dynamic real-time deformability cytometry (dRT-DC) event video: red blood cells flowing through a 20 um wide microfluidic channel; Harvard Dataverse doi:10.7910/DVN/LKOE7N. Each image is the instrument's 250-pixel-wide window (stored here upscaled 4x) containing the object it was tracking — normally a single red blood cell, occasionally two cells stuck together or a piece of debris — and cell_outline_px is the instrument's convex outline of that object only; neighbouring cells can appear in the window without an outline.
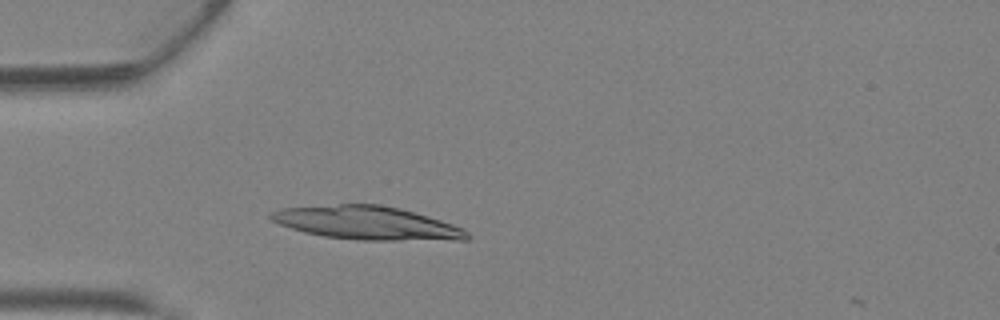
{"species": "Egyptian fruit bat (a non-hibernating species)", "species_latin": "Rousettus aegyptiacus", "temperature_condition": "warm", "stored_images_in_passage": 39, "camera_frame_rate_fps": 3000, "um_per_image_px": 0.085, "animal": {"sex": "female"}, "frame": {"image": 1, "passage_image": 10, "time_ms": 3.0, "image_size_px": [1000, 320], "cell_outline_px": [[472, 236], [468, 240], [360, 240], [324, 236], [304, 232], [280, 224], [272, 220], [268, 216], [268, 212], [280, 208], [340, 204], [380, 204], [400, 208], [440, 220], [464, 228]], "centroid_in_image_um": [31.21, 18.95], "position_along_channel_um": 53.8, "area_um2": 38.21}}
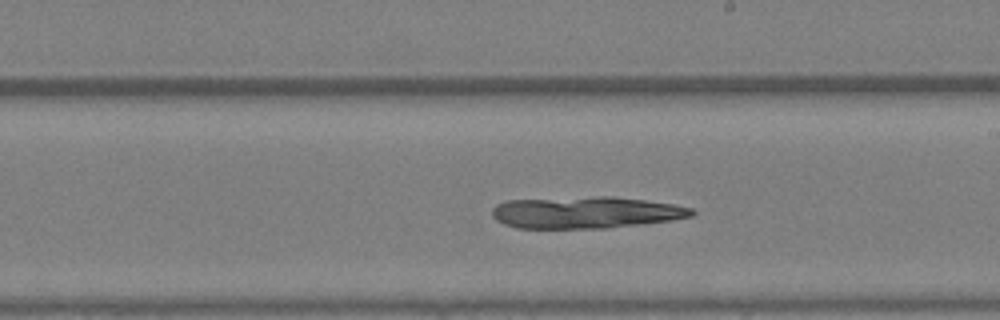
{"frame": {"image": 2, "passage_image": 22, "time_ms": 7.0, "image_size_px": [1000, 320], "cell_outline_px": [[696, 212], [692, 216], [672, 220], [608, 228], [516, 228], [504, 224], [496, 220], [492, 216], [492, 208], [496, 204], [504, 200], [596, 196], [612, 196], [644, 200], [672, 204], [692, 208]], "centroid_in_image_um": [49.75, 18.05], "position_along_channel_um": 239.2, "area_um2": 37.17}}
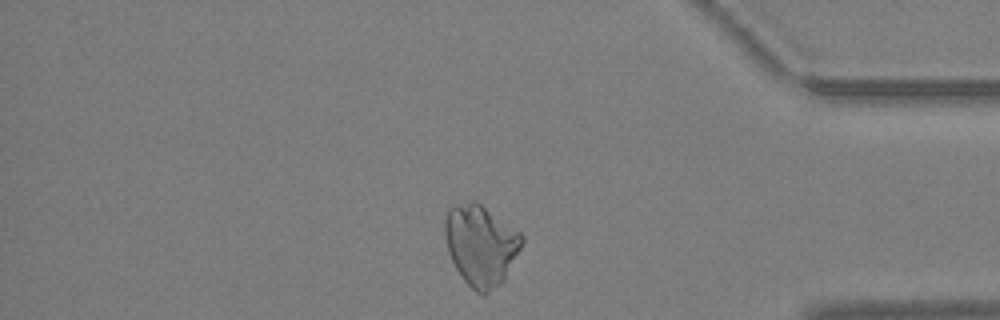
{"frame": {"image": 3, "passage_image": 33, "time_ms": 10.667, "image_size_px": [1000, 320], "cell_outline_px": [[524, 240], [504, 280], [500, 284], [484, 296], [476, 292], [464, 280], [456, 268], [448, 252], [444, 236], [444, 216], [448, 208], [452, 204], [472, 200], [476, 200], [520, 232], [524, 236]], "centroid_in_image_um": [40.84, 20.8], "position_along_channel_um": 394.4, "area_um2": 36.47}}